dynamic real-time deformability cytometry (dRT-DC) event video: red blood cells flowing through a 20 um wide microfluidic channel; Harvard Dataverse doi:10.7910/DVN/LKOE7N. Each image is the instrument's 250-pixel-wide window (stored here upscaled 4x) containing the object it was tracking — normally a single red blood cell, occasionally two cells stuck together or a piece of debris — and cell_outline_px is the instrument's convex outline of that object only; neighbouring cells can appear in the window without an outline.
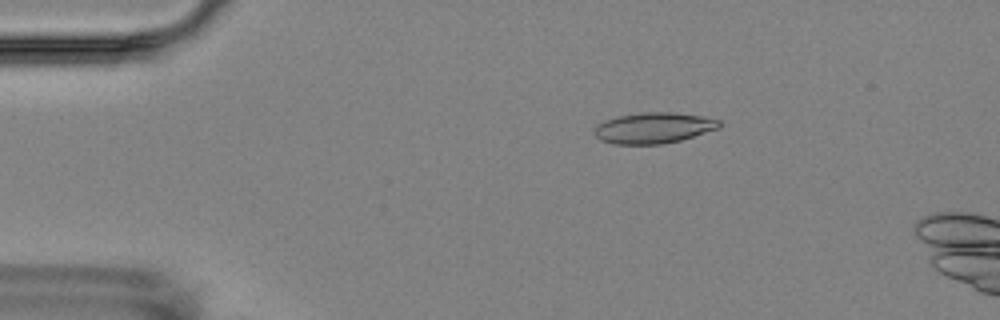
{"species": "Egyptian fruit bat (a non-hibernating species)", "species_latin": "Rousettus aegyptiacus", "temperature_condition": "room temperature", "stored_images_in_passage": 4, "camera_frame_rate_fps": 3000, "um_per_image_px": 0.085, "animal": {"sex": "female"}, "frame": {"image": 1, "passage_image": 2, "time_ms": 1.0, "image_size_px": [1000, 320], "cell_outline_px": [[720, 128], [680, 140], [660, 144], [612, 144], [600, 140], [592, 132], [596, 124], [604, 120], [616, 116], [640, 112], [672, 112], [704, 116], [720, 120]], "centroid_in_image_um": [55.51, 10.86], "position_along_channel_um": 29.5, "area_um2": 22.72}}